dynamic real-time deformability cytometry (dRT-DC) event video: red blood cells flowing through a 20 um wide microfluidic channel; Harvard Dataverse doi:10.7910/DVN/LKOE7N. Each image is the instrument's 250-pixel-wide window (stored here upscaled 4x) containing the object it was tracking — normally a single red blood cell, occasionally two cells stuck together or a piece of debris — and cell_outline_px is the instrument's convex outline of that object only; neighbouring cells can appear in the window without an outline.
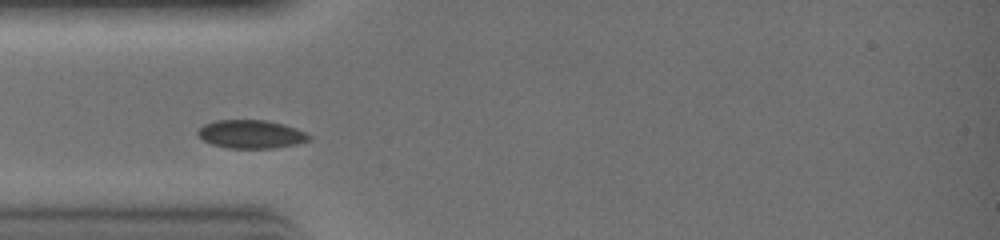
{"species": "common noctule bat (a hibernating species)", "species_latin": "Nyctalus noctula", "temperature_condition": "warm", "stored_images_in_passage": 16, "camera_frame_rate_fps": 3000, "um_per_image_px": 0.085, "animal": {"sex": "female", "body_mass_g": 19.0, "forearm_length_mm": 51.5}, "frame": {"image": 1, "passage_image": 1, "time_ms": 0.0, "image_size_px": [1000, 240], "cell_outline_px": [[312, 140], [296, 144], [276, 148], [228, 148], [212, 144], [204, 140], [196, 132], [204, 124], [216, 120], [268, 120], [284, 124], [296, 128], [312, 136]], "centroid_in_image_um": [21.38, 11.4], "position_along_channel_um": 63.6, "area_um2": 18.44}}
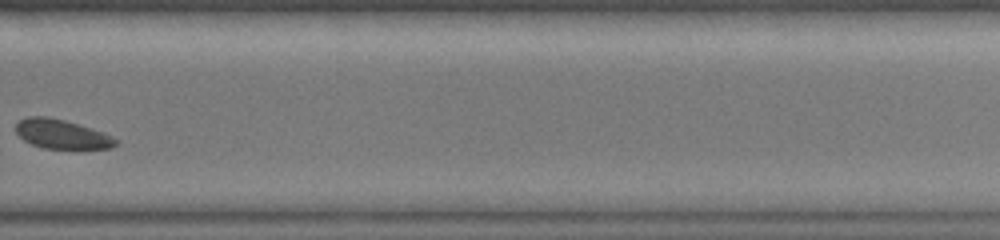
{"frame": {"image": 2, "passage_image": 14, "time_ms": 4.333, "image_size_px": [1000, 240], "cell_outline_px": [[116, 144], [112, 148], [44, 148], [32, 144], [24, 140], [16, 132], [16, 124], [20, 120], [28, 116], [48, 116], [64, 120], [92, 128], [116, 140]], "centroid_in_image_um": [5.18, 11.39], "position_along_channel_um": 324.6, "area_um2": 16.59}}